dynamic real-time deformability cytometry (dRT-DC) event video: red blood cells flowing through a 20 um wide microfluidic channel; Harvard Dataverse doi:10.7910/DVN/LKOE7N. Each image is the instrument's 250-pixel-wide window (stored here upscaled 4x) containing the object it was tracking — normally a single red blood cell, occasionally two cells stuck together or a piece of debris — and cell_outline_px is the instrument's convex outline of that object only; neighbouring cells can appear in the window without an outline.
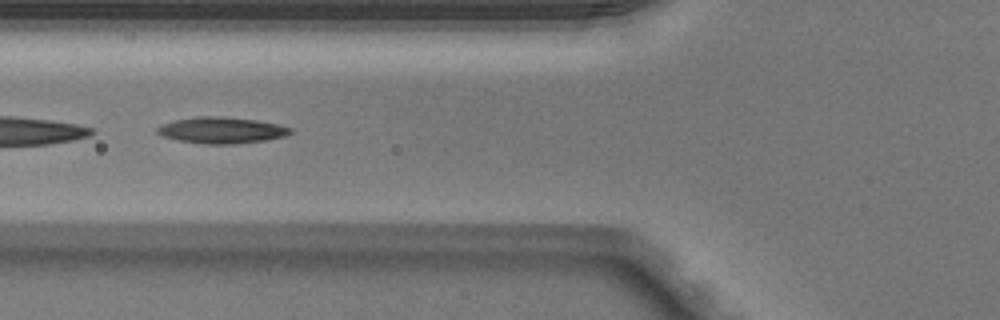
{"species": "Egyptian fruit bat (a non-hibernating species)", "species_latin": "Rousettus aegyptiacus", "temperature_condition": "warm", "stored_images_in_passage": 32, "camera_frame_rate_fps": 3000, "um_per_image_px": 0.085, "animal": {"sex": "male"}, "frame": {"image": 1, "passage_image": 5, "time_ms": 1.333, "image_size_px": [1000, 320], "cell_outline_px": [[292, 132], [284, 136], [264, 140], [236, 144], [204, 144], [176, 140], [164, 136], [156, 132], [156, 128], [164, 124], [176, 120], [196, 116], [220, 116], [256, 120], [276, 124], [292, 128]], "centroid_in_image_um": [18.82, 11.07], "position_along_channel_um": 107.0, "area_um2": 20.23}}
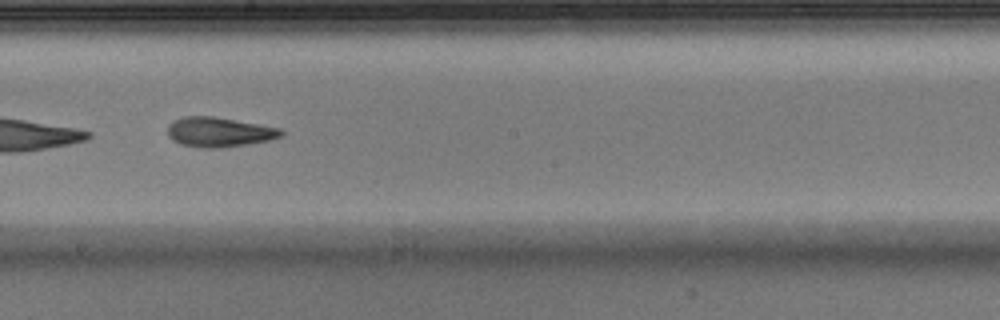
{"frame": {"image": 2, "passage_image": 14, "time_ms": 4.333, "image_size_px": [1000, 320], "cell_outline_px": [[284, 136], [268, 140], [220, 148], [200, 148], [180, 144], [172, 140], [168, 136], [168, 124], [172, 120], [184, 116], [212, 116], [280, 128], [284, 132]], "centroid_in_image_um": [18.58, 11.22], "position_along_channel_um": 229.6, "area_um2": 19.65}, "authors_computed_cell_mechanics": {"area_um2": 19.6809, "velocity_mm_per_s": 4.0778, "shape_relaxation_time_tau1_ms": 5.964, "shape_relaxation_time_tau2_ms": 2.2433, "deformation_change_tau1": 0.2062, "deformation_change_tau2": 0.1135}}